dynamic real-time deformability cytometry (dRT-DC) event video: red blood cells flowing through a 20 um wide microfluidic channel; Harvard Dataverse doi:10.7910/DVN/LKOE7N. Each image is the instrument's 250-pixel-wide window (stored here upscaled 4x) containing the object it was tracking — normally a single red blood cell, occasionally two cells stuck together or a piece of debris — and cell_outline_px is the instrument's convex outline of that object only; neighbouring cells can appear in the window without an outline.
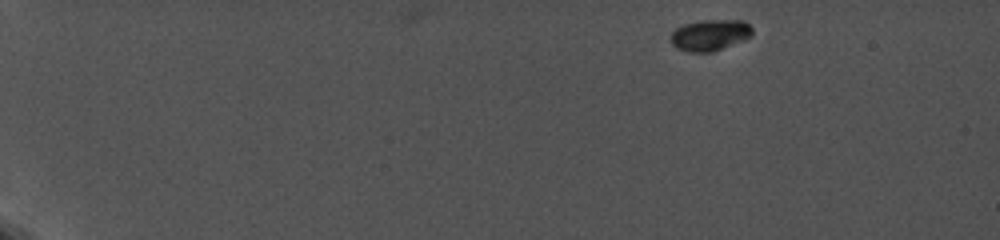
{"species": "common noctule bat (a hibernating species)", "species_latin": "Nyctalus noctula", "temperature_condition": "cold", "stored_images_in_passage": 8, "camera_frame_rate_fps": 5000, "um_per_image_px": 0.085, "animal": {"sex": "female", "body_mass_g": 19.0, "forearm_length_mm": 56.7}, "frame": {"image": 1, "passage_image": 1, "time_ms": 0.0, "image_size_px": [1000, 240], "cell_outline_px": [[752, 36], [744, 40], [712, 52], [688, 52], [676, 48], [672, 44], [672, 32], [676, 28], [684, 24], [700, 20], [744, 20], [752, 28]], "centroid_in_image_um": [60.36, 2.98], "position_along_channel_um": 24.6, "area_um2": 14.85}}